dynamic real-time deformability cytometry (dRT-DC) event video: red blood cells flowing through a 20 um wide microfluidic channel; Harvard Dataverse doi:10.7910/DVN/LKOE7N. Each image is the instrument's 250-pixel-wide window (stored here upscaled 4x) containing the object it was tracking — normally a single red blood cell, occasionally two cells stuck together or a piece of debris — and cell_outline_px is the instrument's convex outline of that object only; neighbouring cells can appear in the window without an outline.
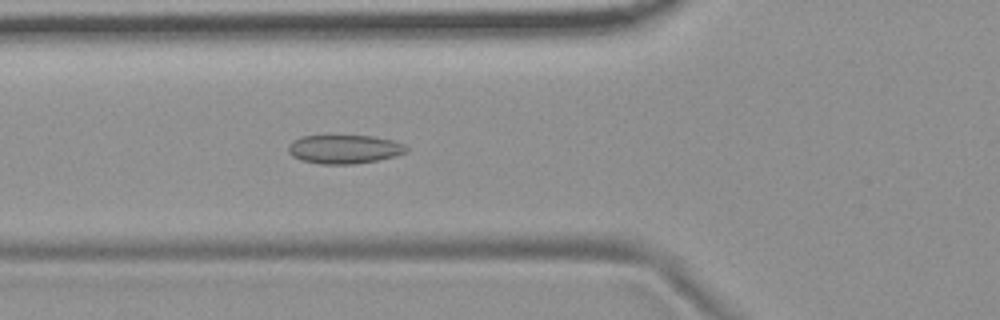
{"species": "common noctule bat (a hibernating species)", "species_latin": "Nyctalus noctula", "temperature_condition": "room temperature", "stored_images_in_passage": 38, "camera_frame_rate_fps": 3000, "um_per_image_px": 0.085, "animal": {"sex": "female", "body_mass_g": 19.9}, "frame": {"image": 1, "passage_image": 3, "time_ms": 0.667, "image_size_px": [1000, 320], "cell_outline_px": [[408, 152], [396, 156], [376, 160], [352, 164], [320, 164], [304, 160], [292, 156], [288, 152], [288, 144], [292, 140], [300, 136], [372, 136], [392, 140], [404, 144], [408, 148]], "centroid_in_image_um": [29.26, 12.67], "position_along_channel_um": 96.5, "area_um2": 19.77}}
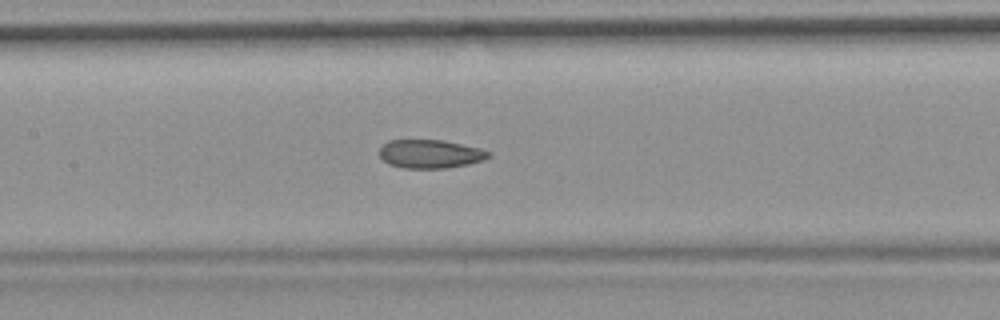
{"frame": {"image": 2, "passage_image": 9, "time_ms": 2.667, "image_size_px": [1000, 320], "cell_outline_px": [[492, 156], [468, 164], [444, 168], [404, 168], [388, 164], [380, 156], [380, 148], [388, 140], [444, 140], [480, 148], [492, 152]], "centroid_in_image_um": [36.58, 13.08], "position_along_channel_um": 170.8, "area_um2": 18.09}}
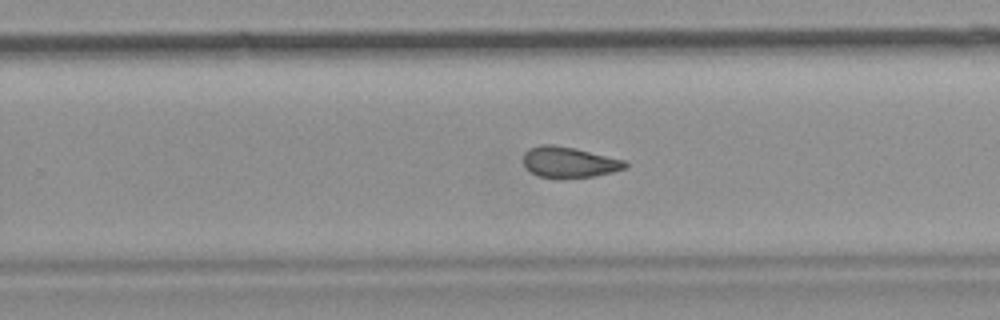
{"frame": {"image": 3, "passage_image": 18, "time_ms": 5.667, "image_size_px": [1000, 320], "cell_outline_px": [[628, 164], [624, 168], [612, 172], [596, 176], [556, 180], [540, 176], [524, 168], [524, 152], [528, 148], [540, 144], [552, 144], [576, 148], [624, 160]], "centroid_in_image_um": [48.33, 13.8], "position_along_channel_um": 281.5, "area_um2": 18.67}, "authors_computed_cell_mechanics": {"area_um2": 18.9295, "velocity_mm_per_s": 3.7086, "shape_relaxation_time_tau1_ms": null, "shape_relaxation_time_tau2_ms": 2.4929, "deformation_change_tau1": null, "deformation_change_tau2": 0.0726}}